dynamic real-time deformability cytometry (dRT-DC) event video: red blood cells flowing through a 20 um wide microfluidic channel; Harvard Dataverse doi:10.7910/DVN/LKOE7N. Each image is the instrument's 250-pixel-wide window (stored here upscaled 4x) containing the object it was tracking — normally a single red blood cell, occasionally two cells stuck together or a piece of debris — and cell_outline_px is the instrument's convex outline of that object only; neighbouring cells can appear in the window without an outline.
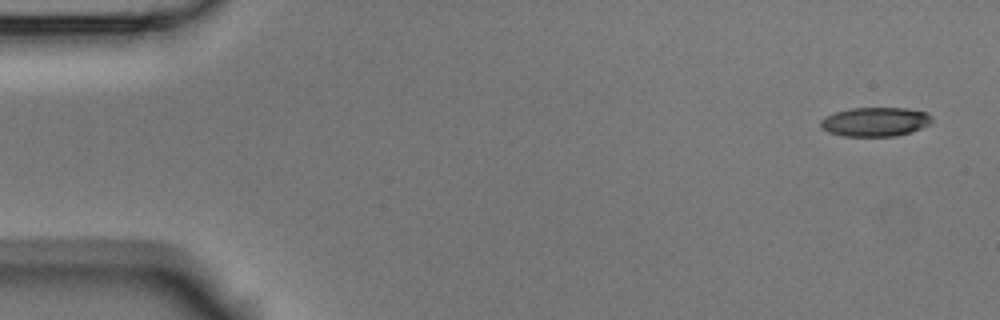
{"species": "Egyptian fruit bat (a non-hibernating species)", "species_latin": "Rousettus aegyptiacus", "temperature_condition": "room temperature", "stored_images_in_passage": 4, "camera_frame_rate_fps": 3000, "um_per_image_px": 0.085, "animal": {"sex": "male"}, "frame": {"image": 1, "passage_image": 1, "time_ms": 0.0, "image_size_px": [1000, 320], "cell_outline_px": [[932, 120], [928, 124], [912, 132], [896, 136], [844, 136], [828, 132], [820, 124], [820, 120], [824, 116], [836, 112], [852, 108], [908, 108], [924, 112], [932, 116]], "centroid_in_image_um": [74.38, 10.35], "position_along_channel_um": 10.6, "area_um2": 18.79}}
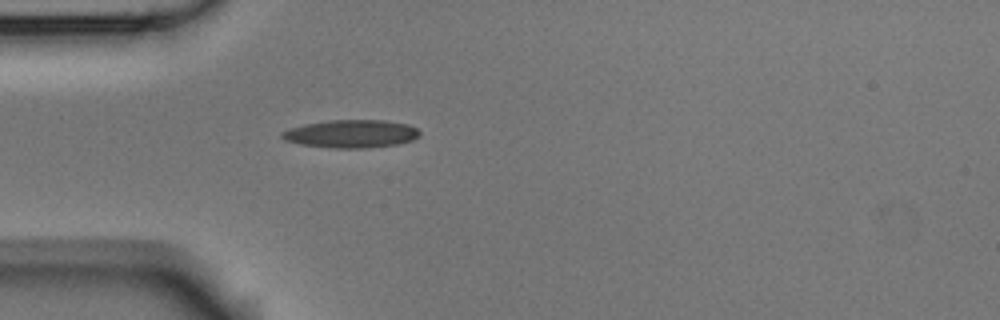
{"frame": {"image": 2, "passage_image": 4, "time_ms": 1.0, "image_size_px": [1000, 320], "cell_outline_px": [[420, 136], [412, 140], [396, 144], [368, 148], [332, 148], [300, 144], [284, 140], [280, 136], [280, 132], [304, 124], [328, 120], [384, 120], [408, 124], [416, 128], [420, 132]], "centroid_in_image_um": [29.85, 11.37], "position_along_channel_um": 55.2, "area_um2": 22.48}}